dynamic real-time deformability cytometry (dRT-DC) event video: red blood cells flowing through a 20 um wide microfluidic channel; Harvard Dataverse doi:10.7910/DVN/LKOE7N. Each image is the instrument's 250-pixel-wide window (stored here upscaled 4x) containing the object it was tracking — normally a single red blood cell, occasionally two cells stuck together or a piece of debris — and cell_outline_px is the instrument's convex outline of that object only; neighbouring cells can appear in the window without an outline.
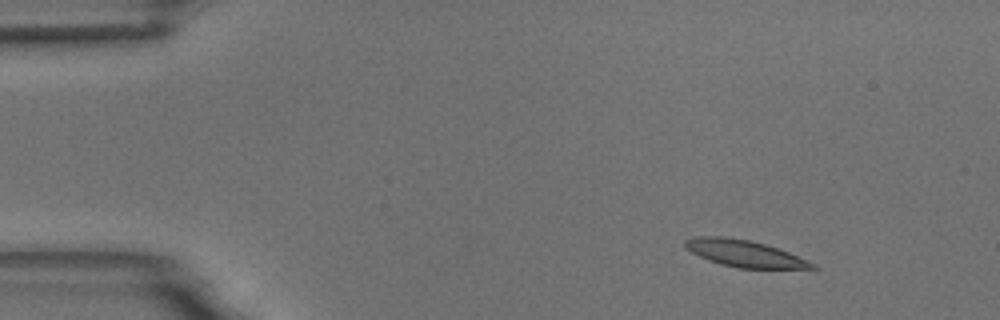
{"species": "common noctule bat (a hibernating species)", "species_latin": "Nyctalus noctula", "temperature_condition": "room temperature", "stored_images_in_passage": 5, "camera_frame_rate_fps": 3000, "um_per_image_px": 0.085, "animal": {"sex": "male", "body_mass_g": 18.8}, "frame": {"image": 1, "passage_image": 1, "time_ms": 0.0, "image_size_px": [1000, 320], "cell_outline_px": [[820, 268], [736, 268], [720, 264], [708, 260], [684, 248], [684, 240], [692, 236], [724, 236], [748, 240], [764, 244], [788, 252], [816, 264]], "centroid_in_image_um": [63.22, 21.54], "position_along_channel_um": 21.8, "area_um2": 19.71}}
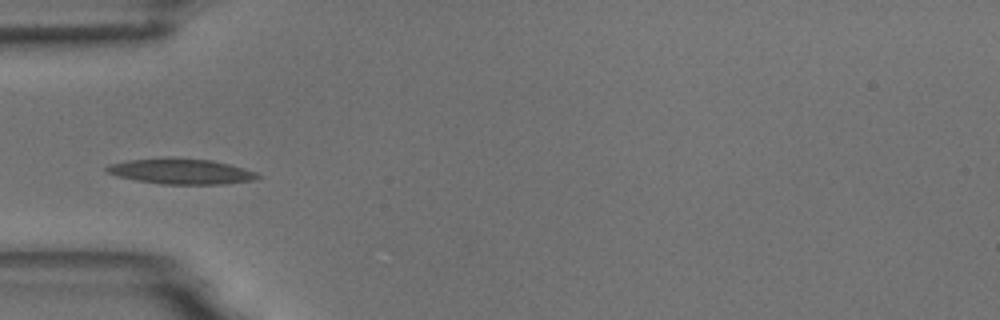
{"frame": {"image": 2, "passage_image": 4, "time_ms": 3.667, "image_size_px": [1000, 320], "cell_outline_px": [[260, 176], [256, 180], [224, 184], [160, 184], [136, 180], [116, 176], [104, 172], [104, 168], [108, 164], [128, 160], [164, 156], [172, 156], [212, 160], [244, 168], [256, 172]], "centroid_in_image_um": [15.33, 14.54], "position_along_channel_um": 69.7, "area_um2": 23.0}}